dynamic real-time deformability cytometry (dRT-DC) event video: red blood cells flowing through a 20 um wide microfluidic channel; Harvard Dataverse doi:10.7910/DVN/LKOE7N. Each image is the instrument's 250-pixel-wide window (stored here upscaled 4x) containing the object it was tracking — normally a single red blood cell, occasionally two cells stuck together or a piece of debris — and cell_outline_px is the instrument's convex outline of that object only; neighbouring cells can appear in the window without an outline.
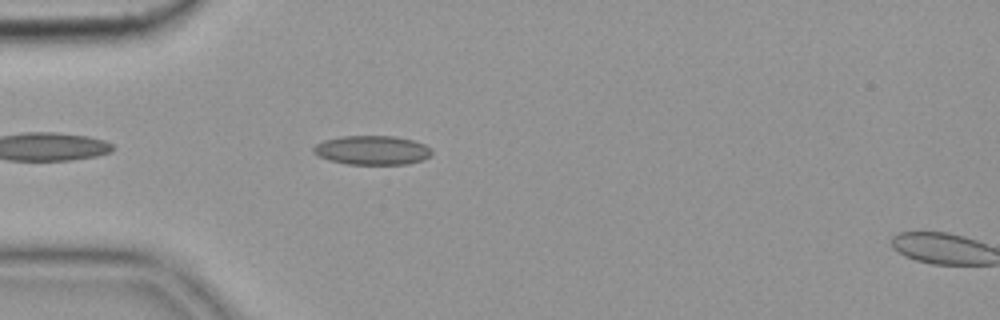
{"species": "common noctule bat (a hibernating species)", "species_latin": "Nyctalus noctula", "temperature_condition": "cold", "stored_images_in_passage": 5, "camera_frame_rate_fps": 3000, "um_per_image_px": 0.085, "animal": {"sex": "female", "body_mass_g": 19.9}, "frame": {"image": 1, "passage_image": 4, "time_ms": 1.0, "image_size_px": [1000, 320], "cell_outline_px": [[432, 156], [424, 160], [408, 164], [348, 164], [328, 160], [312, 152], [312, 148], [316, 144], [324, 140], [340, 136], [396, 136], [412, 140], [424, 144], [432, 148]], "centroid_in_image_um": [31.66, 12.77], "position_along_channel_um": 53.3, "area_um2": 20.29}}